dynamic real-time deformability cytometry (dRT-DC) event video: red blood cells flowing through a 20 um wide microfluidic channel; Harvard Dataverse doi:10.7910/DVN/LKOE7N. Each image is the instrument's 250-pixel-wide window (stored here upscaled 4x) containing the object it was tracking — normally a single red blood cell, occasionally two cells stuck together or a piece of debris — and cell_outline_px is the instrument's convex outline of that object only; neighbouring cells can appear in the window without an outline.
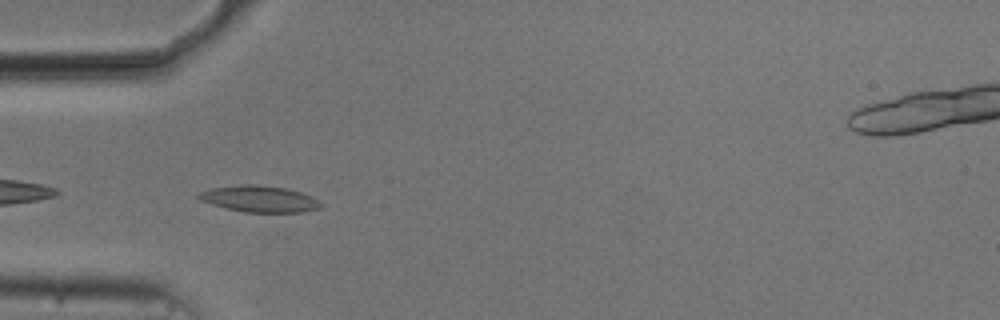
{"species": "common noctule bat (a hibernating species)", "species_latin": "Nyctalus noctula", "temperature_condition": "cold", "stored_images_in_passage": 30, "camera_frame_rate_fps": 3000, "um_per_image_px": 0.085, "animal": {"sex": "male", "body_mass_g": 20.5, "forearm_length_mm": 52.5}, "frame": {"image": 1, "passage_image": 2, "time_ms": 0.333, "image_size_px": [1000, 320], "cell_outline_px": [[324, 204], [320, 208], [300, 212], [244, 212], [212, 204], [200, 200], [196, 196], [200, 192], [212, 188], [244, 184], [260, 184], [288, 188], [312, 196], [320, 200]], "centroid_in_image_um": [22.1, 16.89], "position_along_channel_um": 62.9, "area_um2": 18.84}}
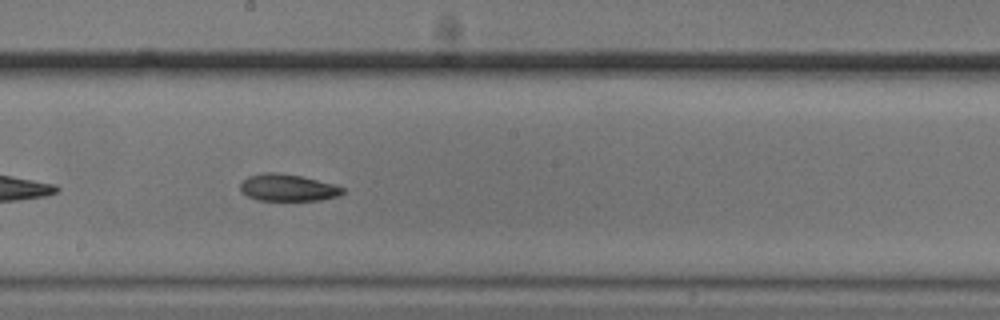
{"frame": {"image": 2, "passage_image": 15, "time_ms": 4.667, "image_size_px": [1000, 320], "cell_outline_px": [[344, 192], [336, 196], [320, 200], [256, 200], [240, 192], [240, 180], [248, 176], [264, 172], [276, 172], [300, 176], [332, 184], [344, 188]], "centroid_in_image_um": [24.37, 15.95], "position_along_channel_um": 223.8, "area_um2": 16.01}}
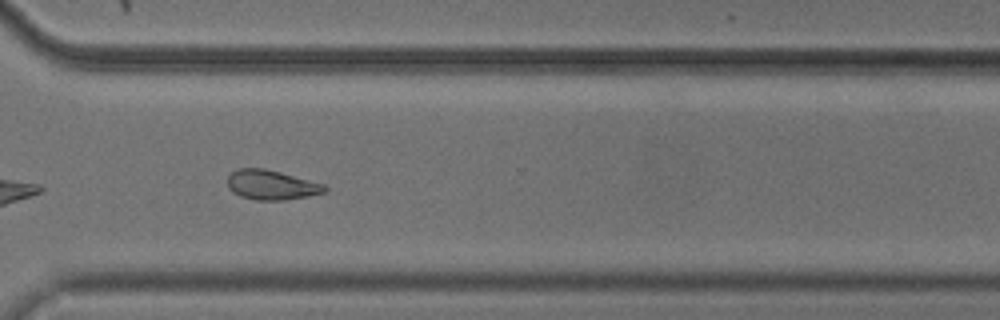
{"frame": {"image": 3, "passage_image": 25, "time_ms": 8.0, "image_size_px": [1000, 320], "cell_outline_px": [[328, 188], [324, 192], [308, 196], [284, 200], [256, 200], [240, 196], [232, 192], [228, 188], [228, 176], [236, 168], [264, 168], [280, 172], [324, 184]], "centroid_in_image_um": [23.04, 15.72], "position_along_channel_um": 347.6, "area_um2": 16.76}, "authors_computed_cell_mechanics": {"area_um2": 16.9354, "velocity_mm_per_s": 3.725, "shape_relaxation_time_tau1_ms": 8.0584, "shape_relaxation_time_tau2_ms": null, "deformation_change_tau1": 0.169, "deformation_change_tau2": null}}